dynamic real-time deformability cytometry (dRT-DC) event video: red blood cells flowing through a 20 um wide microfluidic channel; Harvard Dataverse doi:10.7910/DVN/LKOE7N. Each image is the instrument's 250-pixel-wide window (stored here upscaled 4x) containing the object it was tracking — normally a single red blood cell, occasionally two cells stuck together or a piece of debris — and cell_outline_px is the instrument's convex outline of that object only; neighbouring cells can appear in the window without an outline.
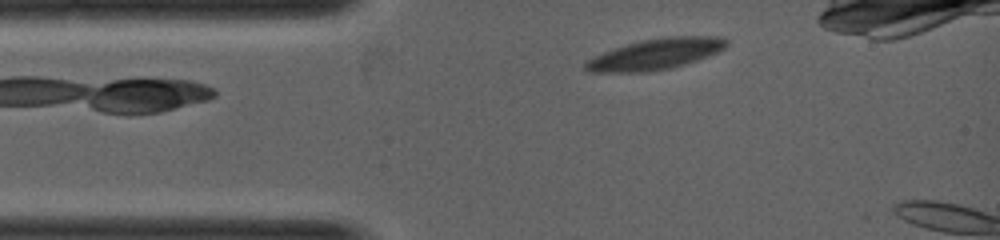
{"species": "common noctule bat (a hibernating species)", "species_latin": "Nyctalus noctula", "temperature_condition": "warm", "stored_images_in_passage": 3, "camera_frame_rate_fps": 5000, "um_per_image_px": 0.085, "animal": {"sex": "female", "body_mass_g": 19.0, "forearm_length_mm": 53.3}, "frame": {"image": 1, "passage_image": 1, "time_ms": 0.0, "image_size_px": [1000, 240], "cell_outline_px": [[728, 44], [724, 48], [716, 52], [696, 60], [684, 64], [668, 68], [644, 72], [588, 72], [584, 68], [584, 64], [592, 56], [640, 40], [664, 36], [724, 36], [728, 40]], "centroid_in_image_um": [55.72, 4.58], "position_along_channel_um": 29.3, "area_um2": 25.2}}